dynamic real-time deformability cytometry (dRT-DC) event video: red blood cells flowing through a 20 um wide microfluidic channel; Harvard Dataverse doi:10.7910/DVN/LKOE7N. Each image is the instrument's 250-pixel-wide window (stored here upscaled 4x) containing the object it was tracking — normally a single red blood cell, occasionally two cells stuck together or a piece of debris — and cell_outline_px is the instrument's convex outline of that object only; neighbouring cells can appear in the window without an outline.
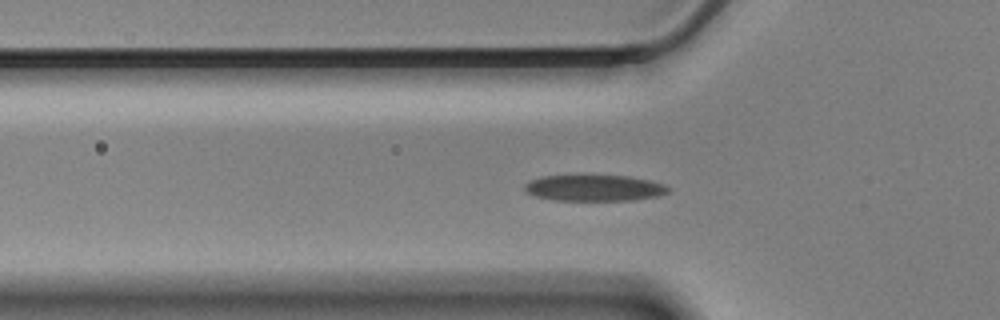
{"species": "Egyptian fruit bat (a non-hibernating species)", "species_latin": "Rousettus aegyptiacus", "temperature_condition": "cold", "stored_images_in_passage": 50, "camera_frame_rate_fps": 3000, "um_per_image_px": 0.085, "animal": {"sex": "male"}, "frame": {"image": 1, "passage_image": 18, "time_ms": 5.667, "image_size_px": [1000, 320], "cell_outline_px": [[672, 192], [656, 196], [636, 200], [552, 200], [536, 196], [528, 192], [524, 188], [524, 184], [540, 176], [628, 176], [652, 180], [664, 184], [672, 188]], "centroid_in_image_um": [50.59, 15.98], "position_along_channel_um": 75.2, "area_um2": 21.91}}
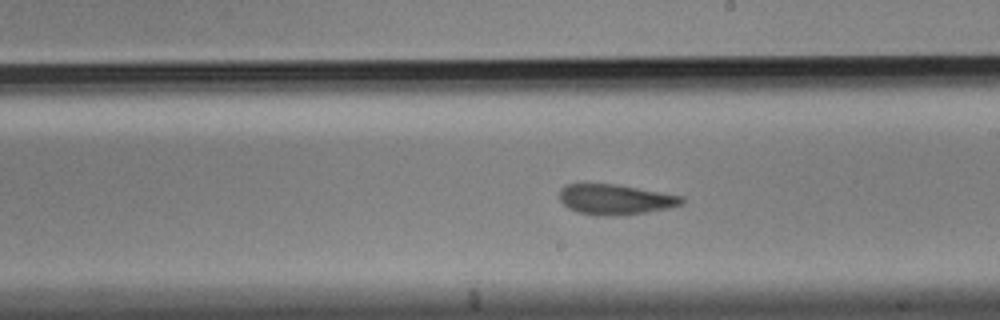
{"frame": {"image": 2, "passage_image": 32, "time_ms": 10.333, "image_size_px": [1000, 320], "cell_outline_px": [[684, 204], [668, 208], [644, 212], [616, 216], [596, 216], [576, 212], [568, 208], [560, 200], [560, 188], [564, 184], [616, 184], [684, 196]], "centroid_in_image_um": [52.29, 16.96], "position_along_channel_um": 236.7, "area_um2": 21.73}}
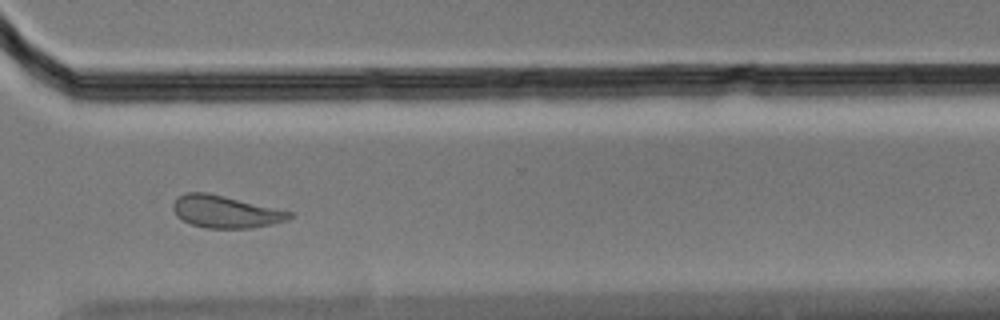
{"frame": {"image": 3, "passage_image": 42, "time_ms": 13.667, "image_size_px": [1000, 320], "cell_outline_px": [[296, 216], [288, 220], [272, 224], [248, 228], [204, 228], [192, 224], [176, 216], [172, 208], [172, 204], [176, 196], [184, 192], [208, 192], [296, 212]], "centroid_in_image_um": [19.2, 17.98], "position_along_channel_um": 351.4, "area_um2": 22.37}, "authors_computed_cell_mechanics": {"area_um2": 22.0796, "velocity_mm_per_s": 3.4397, "shape_relaxation_time_tau1_ms": 4.8672, "shape_relaxation_time_tau2_ms": 2.7218, "deformation_change_tau1": 0.144, "deformation_change_tau2": 0.1113}}